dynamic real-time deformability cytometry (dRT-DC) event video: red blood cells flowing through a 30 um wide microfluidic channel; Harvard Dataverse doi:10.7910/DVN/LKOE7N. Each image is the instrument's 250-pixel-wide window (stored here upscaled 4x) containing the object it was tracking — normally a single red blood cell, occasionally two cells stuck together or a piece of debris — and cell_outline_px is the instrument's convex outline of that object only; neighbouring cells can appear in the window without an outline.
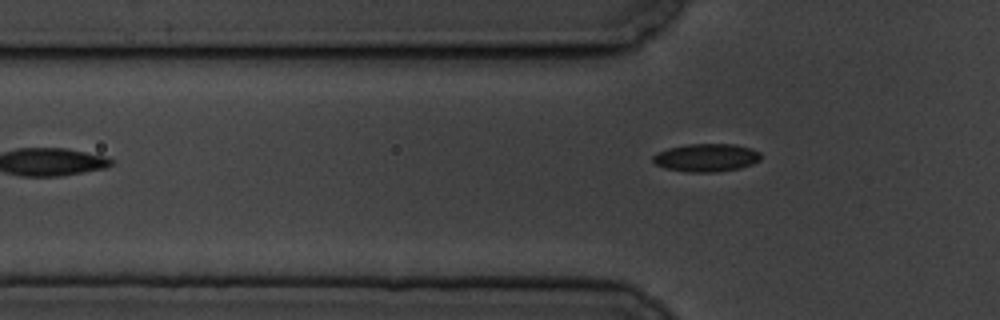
{"species": "common noctule bat (a hibernating species)", "species_latin": "Nyctalus noctula", "temperature_condition": "cold", "stored_images_in_passage": 6, "camera_frame_rate_fps": 3000, "um_per_image_px": 0.085, "animal": {"sex": "male", "body_mass_g": 19.5, "forearm_length_mm": 54.6}, "frame": {"image": 1, "passage_image": 6, "time_ms": 6.333, "image_size_px": [1000, 320], "cell_outline_px": [[760, 160], [752, 164], [740, 168], [716, 172], [688, 172], [664, 168], [656, 164], [652, 160], [652, 156], [656, 152], [668, 148], [688, 144], [736, 144], [752, 148], [760, 152]], "centroid_in_image_um": [60.03, 13.39], "position_along_channel_um": 65.8, "area_um2": 17.74}}